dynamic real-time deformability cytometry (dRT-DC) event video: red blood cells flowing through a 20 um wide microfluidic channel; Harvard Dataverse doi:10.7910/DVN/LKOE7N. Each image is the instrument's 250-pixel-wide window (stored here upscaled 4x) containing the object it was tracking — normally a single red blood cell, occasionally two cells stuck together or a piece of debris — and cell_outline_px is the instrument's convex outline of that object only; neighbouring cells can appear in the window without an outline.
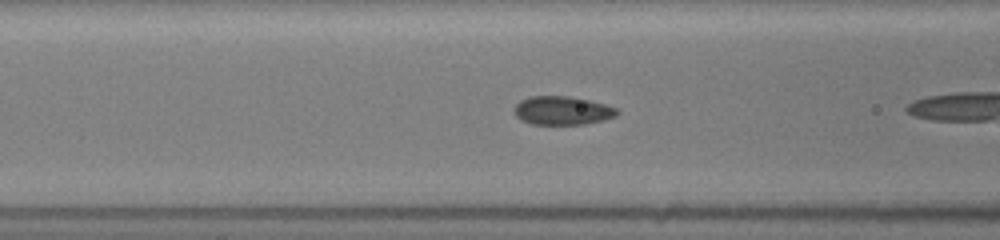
{"species": "common noctule bat (a hibernating species)", "species_latin": "Nyctalus noctula", "temperature_condition": "room temperature", "stored_images_in_passage": 10, "camera_frame_rate_fps": 3000, "um_per_image_px": 0.085, "animal": {"sex": "female", "body_mass_g": 19.5, "forearm_length_mm": 54.1}, "frame": {"image": 1, "passage_image": 6, "time_ms": 1.667, "image_size_px": [1000, 240], "cell_outline_px": [[620, 112], [616, 116], [604, 120], [584, 124], [532, 124], [520, 120], [512, 112], [516, 104], [520, 100], [528, 96], [568, 96], [588, 100], [604, 104], [616, 108]], "centroid_in_image_um": [47.76, 9.4], "position_along_channel_um": 118.8, "area_um2": 17.22}}
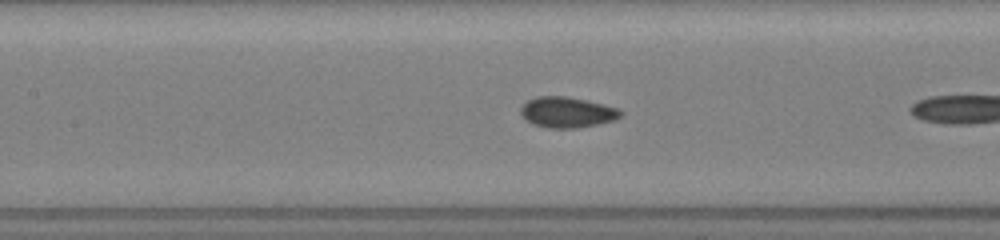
{"frame": {"image": 2, "passage_image": 9, "time_ms": 2.667, "image_size_px": [1000, 240], "cell_outline_px": [[624, 112], [616, 120], [576, 128], [548, 128], [532, 124], [524, 120], [520, 112], [520, 108], [528, 100], [536, 96], [568, 96], [616, 108]], "centroid_in_image_um": [48.15, 9.55], "position_along_channel_um": 159.2, "area_um2": 17.8}}